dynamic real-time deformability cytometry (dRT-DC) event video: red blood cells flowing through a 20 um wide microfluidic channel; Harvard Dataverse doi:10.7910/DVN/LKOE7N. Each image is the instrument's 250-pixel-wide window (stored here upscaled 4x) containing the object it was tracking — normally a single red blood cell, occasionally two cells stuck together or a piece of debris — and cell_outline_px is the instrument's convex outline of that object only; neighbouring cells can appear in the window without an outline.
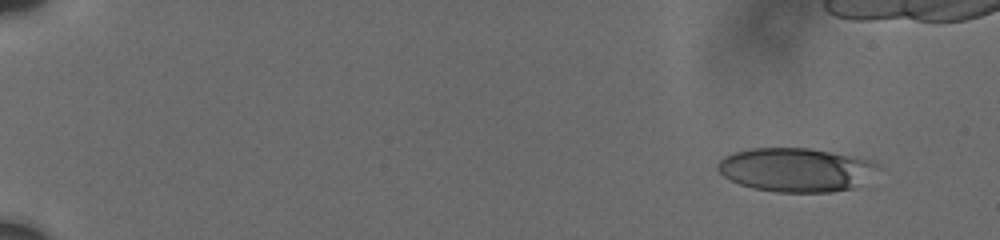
{"species": "human", "species_latin": "Homo sapiens", "temperature_condition": "cold", "stored_images_in_passage": 13, "segment_of_instrument_passage": [1, 2], "camera_frame_rate_fps": 3000, "um_per_image_px": 0.085, "donor": {"sex": "male"}, "frame": {"image": 1, "passage_image": 2, "time_ms": 0.667, "image_size_px": [1000, 240], "cell_outline_px": [[884, 168], [852, 188], [828, 192], [776, 192], [752, 188], [740, 184], [724, 176], [716, 168], [716, 164], [724, 156], [736, 152], [752, 148], [808, 148], [872, 160], [880, 164]], "centroid_in_image_um": [67.68, 14.43], "position_along_channel_um": 17.3, "area_um2": 40.86}}
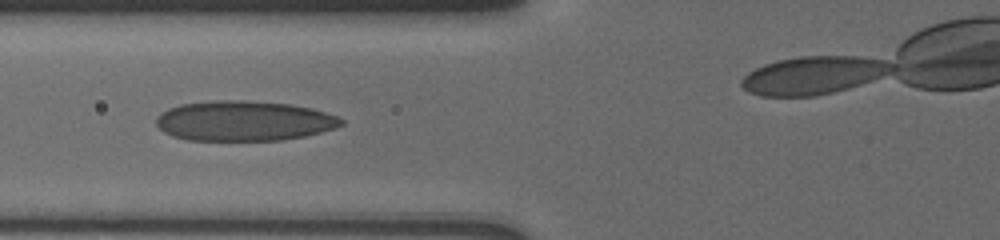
{"frame": {"image": 2, "passage_image": 10, "time_ms": 7.333, "image_size_px": [1000, 240], "cell_outline_px": [[344, 124], [336, 128], [304, 136], [284, 140], [188, 140], [172, 136], [164, 132], [156, 124], [156, 116], [160, 112], [168, 108], [180, 104], [216, 100], [244, 100], [288, 104], [312, 108], [336, 116], [344, 120]], "centroid_in_image_um": [20.71, 10.27], "position_along_channel_um": 105.1, "area_um2": 43.29}}
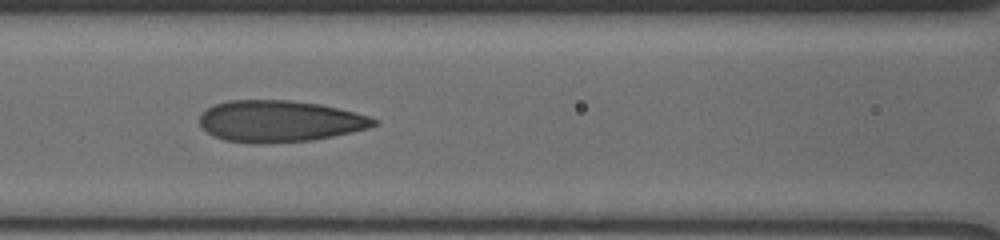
{"frame": {"image": 3, "passage_image": 11, "time_ms": 8.333, "image_size_px": [1000, 240], "cell_outline_px": [[380, 120], [376, 124], [368, 128], [352, 132], [312, 140], [224, 140], [212, 136], [200, 124], [200, 116], [208, 108], [216, 104], [228, 100], [288, 100], [320, 104], [368, 116]], "centroid_in_image_um": [23.8, 10.25], "position_along_channel_um": 142.8, "area_um2": 40.63}}